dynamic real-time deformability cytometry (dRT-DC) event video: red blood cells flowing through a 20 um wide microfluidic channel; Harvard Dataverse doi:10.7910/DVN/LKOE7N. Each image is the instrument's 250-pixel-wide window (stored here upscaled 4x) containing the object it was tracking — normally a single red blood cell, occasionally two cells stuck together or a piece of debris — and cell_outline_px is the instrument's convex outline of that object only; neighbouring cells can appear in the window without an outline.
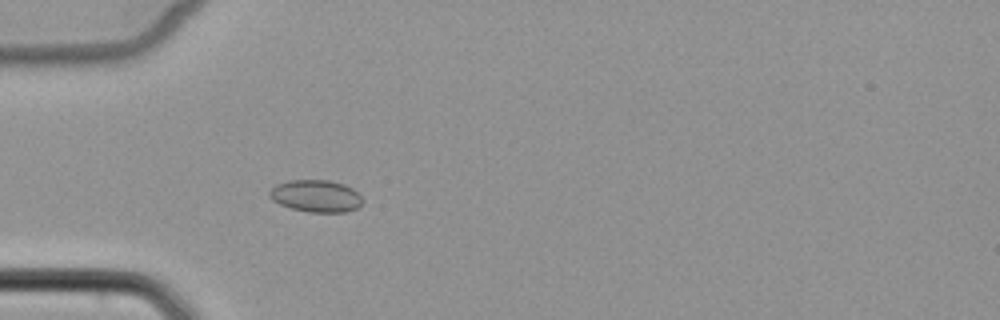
{"species": "common noctule bat (a hibernating species)", "species_latin": "Nyctalus noctula", "temperature_condition": "cold", "stored_images_in_passage": 5, "camera_frame_rate_fps": 3000, "um_per_image_px": 0.085, "animal": {"sex": "female", "body_mass_g": 22.7, "forearm_length_mm": 54.2}, "frame": {"image": 1, "passage_image": 5, "time_ms": 5.667, "image_size_px": [1000, 320], "cell_outline_px": [[360, 204], [356, 208], [344, 212], [308, 212], [292, 208], [280, 204], [272, 200], [268, 196], [268, 192], [276, 184], [288, 180], [328, 180], [344, 184], [352, 188], [360, 196]], "centroid_in_image_um": [26.8, 16.65], "position_along_channel_um": 58.2, "area_um2": 17.28}}